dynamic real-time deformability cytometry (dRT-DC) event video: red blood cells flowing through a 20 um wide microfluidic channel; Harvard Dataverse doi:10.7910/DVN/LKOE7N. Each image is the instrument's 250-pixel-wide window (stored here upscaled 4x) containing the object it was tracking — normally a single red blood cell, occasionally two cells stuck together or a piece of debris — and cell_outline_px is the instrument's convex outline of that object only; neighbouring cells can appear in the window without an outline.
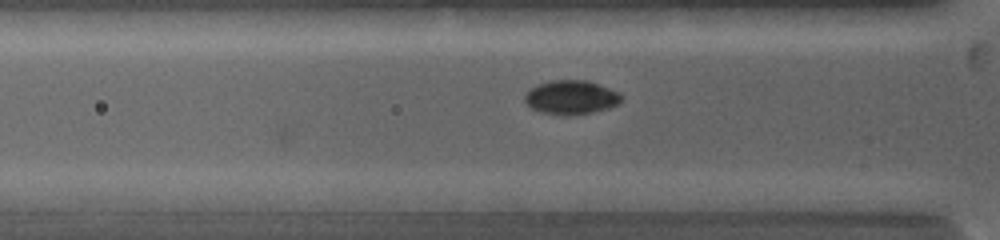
{"species": "common noctule bat (a hibernating species)", "species_latin": "Nyctalus noctula", "temperature_condition": "warm", "stored_images_in_passage": 12, "camera_frame_rate_fps": 5000, "um_per_image_px": 0.085, "animal": {"sex": "female", "body_mass_g": 19.0, "forearm_length_mm": 53.3}, "frame": {"image": 1, "passage_image": 12, "time_ms": 3.8, "image_size_px": [1000, 240], "cell_outline_px": [[620, 100], [616, 104], [608, 108], [592, 112], [568, 116], [560, 116], [540, 112], [532, 108], [524, 100], [524, 96], [528, 88], [552, 80], [588, 80], [620, 92]], "centroid_in_image_um": [48.5, 8.28], "position_along_channel_um": 77.3, "area_um2": 19.19}}